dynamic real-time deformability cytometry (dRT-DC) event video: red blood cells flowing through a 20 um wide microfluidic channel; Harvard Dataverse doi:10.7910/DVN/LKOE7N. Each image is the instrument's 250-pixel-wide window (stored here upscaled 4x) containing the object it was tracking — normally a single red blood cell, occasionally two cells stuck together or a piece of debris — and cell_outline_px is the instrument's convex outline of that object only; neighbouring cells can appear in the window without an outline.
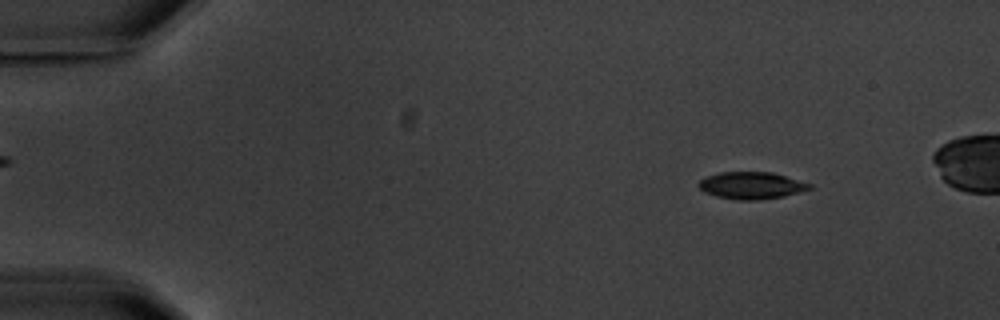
{"species": "common noctule bat (a hibernating species)", "species_latin": "Nyctalus noctula", "temperature_condition": "warm", "stored_images_in_passage": 5, "camera_frame_rate_fps": 3000, "um_per_image_px": 0.085, "animal": {"sex": "male", "body_mass_g": 20.1, "forearm_length_mm": 53.5}, "frame": {"image": 1, "passage_image": 2, "time_ms": 1.333, "image_size_px": [1000, 320], "cell_outline_px": [[812, 188], [800, 192], [784, 196], [760, 200], [740, 200], [716, 196], [704, 192], [696, 184], [700, 180], [708, 176], [720, 172], [772, 172], [812, 184]], "centroid_in_image_um": [63.87, 15.76], "position_along_channel_um": 21.1, "area_um2": 17.46}}